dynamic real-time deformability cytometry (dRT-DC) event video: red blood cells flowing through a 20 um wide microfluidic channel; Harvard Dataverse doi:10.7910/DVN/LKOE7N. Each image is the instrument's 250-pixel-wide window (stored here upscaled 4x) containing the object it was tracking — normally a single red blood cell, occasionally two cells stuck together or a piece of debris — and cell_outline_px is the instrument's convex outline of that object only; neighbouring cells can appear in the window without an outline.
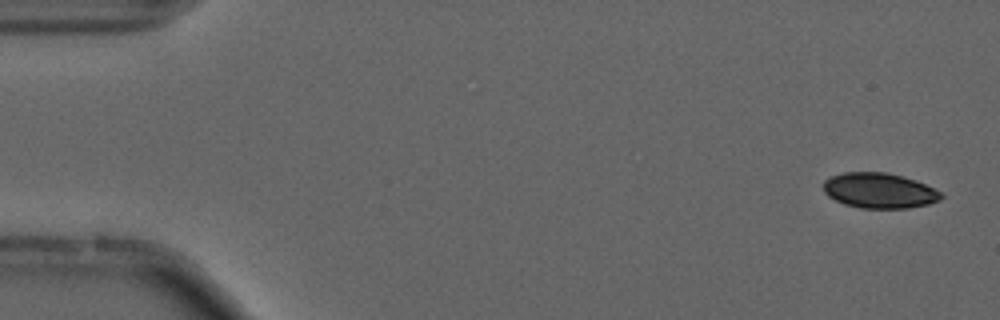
{"species": "common noctule bat (a hibernating species)", "species_latin": "Nyctalus noctula", "temperature_condition": "cold", "stored_images_in_passage": 9, "camera_frame_rate_fps": 3000, "um_per_image_px": 0.085, "animal": {"sex": "male", "forearm_length_mm": 52.5}, "frame": {"image": 1, "passage_image": 2, "time_ms": 0.333, "image_size_px": [1000, 320], "cell_outline_px": [[944, 196], [940, 200], [928, 204], [908, 208], [860, 208], [844, 204], [828, 196], [824, 192], [824, 180], [828, 176], [844, 172], [888, 172], [916, 180], [940, 192]], "centroid_in_image_um": [74.72, 16.19], "position_along_channel_um": 10.3, "area_um2": 24.28}}